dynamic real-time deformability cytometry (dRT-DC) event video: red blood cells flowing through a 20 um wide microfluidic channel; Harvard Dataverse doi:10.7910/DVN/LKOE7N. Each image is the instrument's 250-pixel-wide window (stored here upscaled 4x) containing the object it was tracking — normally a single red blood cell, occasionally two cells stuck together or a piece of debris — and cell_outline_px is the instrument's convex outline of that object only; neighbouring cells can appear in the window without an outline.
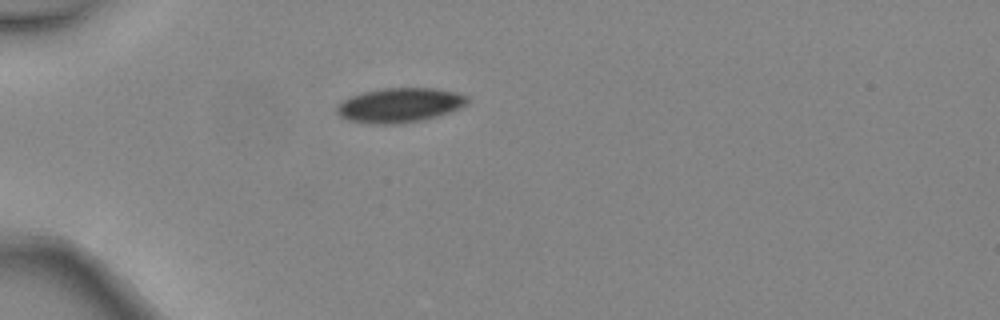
{"species": "common noctule bat (a hibernating species)", "species_latin": "Nyctalus noctula", "temperature_condition": "warm", "stored_images_in_passage": 1, "camera_frame_rate_fps": 3000, "um_per_image_px": 0.085, "animal": {"sex": "female", "body_mass_g": 24.6, "forearm_length_mm": 56.2}, "frame": {"image": 1, "passage_image": 1, "time_ms": 0.0, "image_size_px": [1000, 320], "cell_outline_px": [[468, 104], [460, 108], [436, 116], [420, 120], [392, 124], [372, 124], [348, 120], [340, 116], [336, 112], [336, 108], [344, 100], [352, 96], [364, 92], [380, 88], [436, 88], [456, 92], [468, 96]], "centroid_in_image_um": [33.99, 8.93], "position_along_channel_um": 51.0, "area_um2": 26.07}}